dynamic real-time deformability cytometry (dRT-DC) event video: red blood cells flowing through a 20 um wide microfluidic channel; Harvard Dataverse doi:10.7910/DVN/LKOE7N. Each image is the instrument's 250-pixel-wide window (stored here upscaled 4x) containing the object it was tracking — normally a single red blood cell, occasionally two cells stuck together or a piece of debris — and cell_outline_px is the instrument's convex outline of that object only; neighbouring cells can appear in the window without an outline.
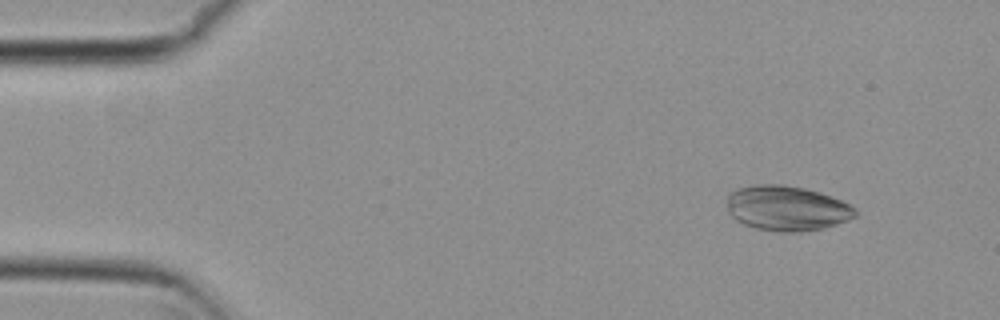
{"species": "common noctule bat (a hibernating species)", "species_latin": "Nyctalus noctula", "temperature_condition": "cold", "stored_images_in_passage": 4, "camera_frame_rate_fps": 3000, "um_per_image_px": 0.085, "animal": {"sex": "female", "body_mass_g": 29.2, "forearm_length_mm": 56.3}, "frame": {"image": 1, "passage_image": 1, "time_ms": 0.0, "image_size_px": [1000, 320], "cell_outline_px": [[856, 216], [848, 220], [824, 228], [800, 232], [780, 232], [756, 228], [744, 224], [736, 220], [728, 212], [728, 192], [740, 188], [756, 184], [784, 184], [804, 188], [820, 192], [840, 200], [856, 208]], "centroid_in_image_um": [66.88, 17.7], "position_along_channel_um": 18.1, "area_um2": 33.7}}
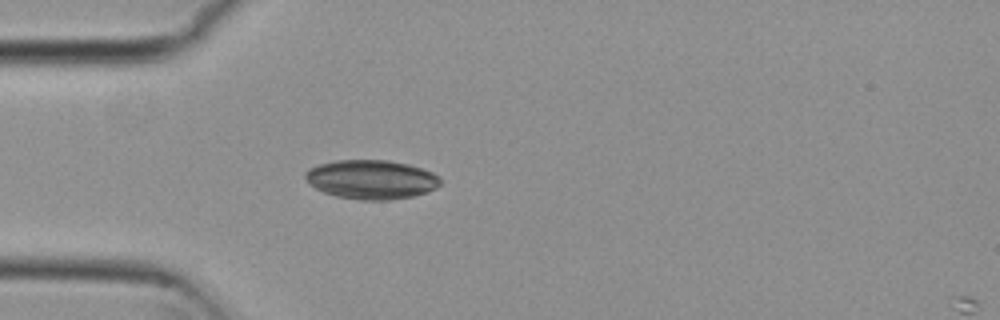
{"frame": {"image": 2, "passage_image": 3, "time_ms": 0.667, "image_size_px": [1000, 320], "cell_outline_px": [[440, 184], [436, 188], [412, 196], [388, 200], [360, 200], [336, 196], [324, 192], [316, 188], [304, 176], [304, 172], [308, 168], [320, 164], [336, 160], [388, 160], [408, 164], [432, 172], [440, 176]], "centroid_in_image_um": [31.56, 15.25], "position_along_channel_um": 53.4, "area_um2": 30.63}}